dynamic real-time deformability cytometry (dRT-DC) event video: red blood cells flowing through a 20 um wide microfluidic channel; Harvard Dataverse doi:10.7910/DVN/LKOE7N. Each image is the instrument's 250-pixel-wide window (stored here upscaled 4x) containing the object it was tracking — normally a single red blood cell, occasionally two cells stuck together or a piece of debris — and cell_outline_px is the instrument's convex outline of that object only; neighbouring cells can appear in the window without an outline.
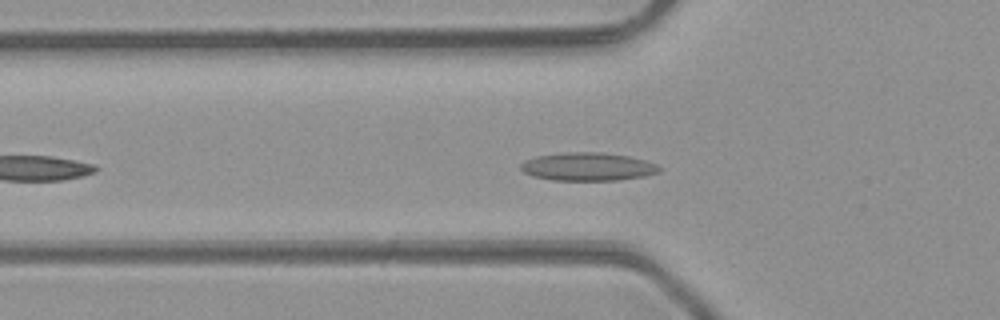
{"species": "common noctule bat (a hibernating species)", "species_latin": "Nyctalus noctula", "temperature_condition": "room temperature", "stored_images_in_passage": 34, "camera_frame_rate_fps": 3000, "um_per_image_px": 0.085, "animal": {"sex": "male", "body_mass_g": 23.1, "forearm_length_mm": 52.7}, "frame": {"image": 1, "passage_image": 7, "time_ms": 2.0, "image_size_px": [1000, 320], "cell_outline_px": [[664, 168], [660, 172], [644, 176], [620, 180], [552, 180], [532, 176], [524, 172], [520, 168], [520, 164], [524, 160], [536, 156], [560, 152], [604, 152], [628, 156], [644, 160], [656, 164]], "centroid_in_image_um": [49.96, 14.16], "position_along_channel_um": 75.8, "area_um2": 23.0}}
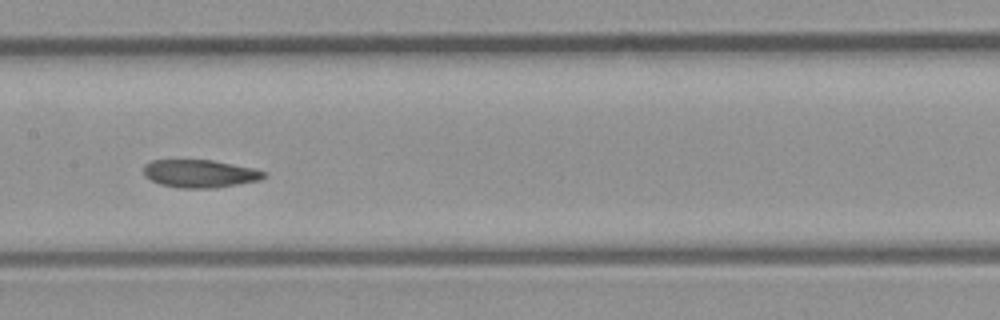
{"frame": {"image": 2, "passage_image": 15, "time_ms": 4.667, "image_size_px": [1000, 320], "cell_outline_px": [[268, 176], [260, 180], [216, 188], [180, 188], [160, 184], [144, 176], [144, 164], [152, 160], [212, 160], [256, 168], [268, 172]], "centroid_in_image_um": [17.05, 14.75], "position_along_channel_um": 190.4, "area_um2": 19.77}}
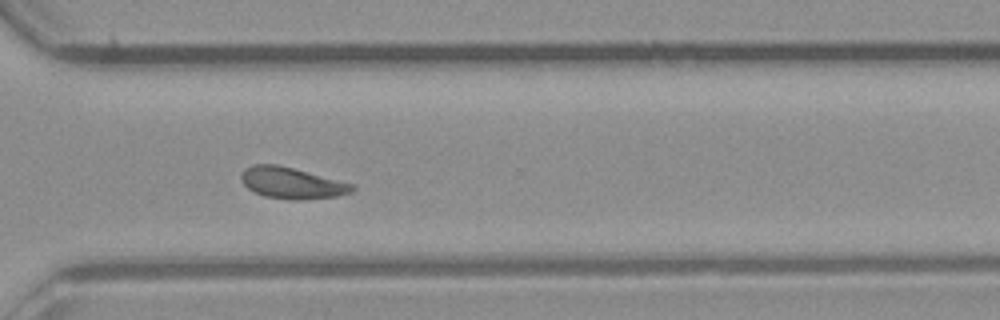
{"frame": {"image": 3, "passage_image": 26, "time_ms": 8.333, "image_size_px": [1000, 320], "cell_outline_px": [[356, 188], [352, 192], [336, 196], [300, 200], [288, 200], [264, 196], [248, 188], [240, 180], [240, 172], [244, 168], [252, 164], [276, 164], [356, 184]], "centroid_in_image_um": [24.8, 15.55], "position_along_channel_um": 345.8, "area_um2": 20.4}, "authors_computed_cell_mechanics": {"area_um2": 19.8832, "velocity_mm_per_s": 4.2487, "shape_relaxation_time_tau1_ms": 7.1744, "shape_relaxation_time_tau2_ms": 0.9477, "deformation_change_tau1": 0.1838, "deformation_change_tau2": 0.0548}}